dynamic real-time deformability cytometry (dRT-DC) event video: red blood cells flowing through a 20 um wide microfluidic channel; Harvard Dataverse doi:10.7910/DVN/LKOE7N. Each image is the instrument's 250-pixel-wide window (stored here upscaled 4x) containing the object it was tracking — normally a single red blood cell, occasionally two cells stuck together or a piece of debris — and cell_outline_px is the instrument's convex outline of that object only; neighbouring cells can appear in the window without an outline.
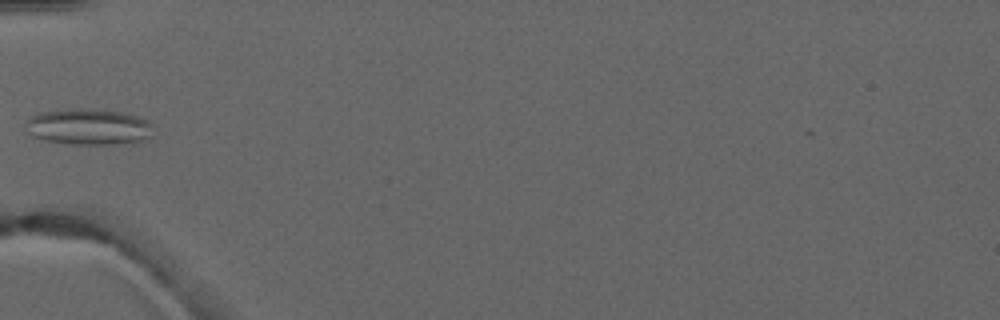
{"species": "common noctule bat (a hibernating species)", "species_latin": "Nyctalus noctula", "temperature_condition": "warm", "stored_images_in_passage": 6, "camera_frame_rate_fps": 3000, "um_per_image_px": 0.085, "animal": {"sex": "male", "forearm_length_mm": 52.5}, "frame": {"image": 1, "passage_image": 5, "time_ms": 6.0, "image_size_px": [1000, 320], "cell_outline_px": [[156, 124], [152, 136], [132, 144], [72, 144], [44, 140], [32, 136], [28, 132], [28, 116], [40, 112], [68, 108], [92, 108], [120, 112], [136, 116], [148, 120]], "centroid_in_image_um": [7.6, 10.77], "position_along_channel_um": 77.4, "area_um2": 27.4}}